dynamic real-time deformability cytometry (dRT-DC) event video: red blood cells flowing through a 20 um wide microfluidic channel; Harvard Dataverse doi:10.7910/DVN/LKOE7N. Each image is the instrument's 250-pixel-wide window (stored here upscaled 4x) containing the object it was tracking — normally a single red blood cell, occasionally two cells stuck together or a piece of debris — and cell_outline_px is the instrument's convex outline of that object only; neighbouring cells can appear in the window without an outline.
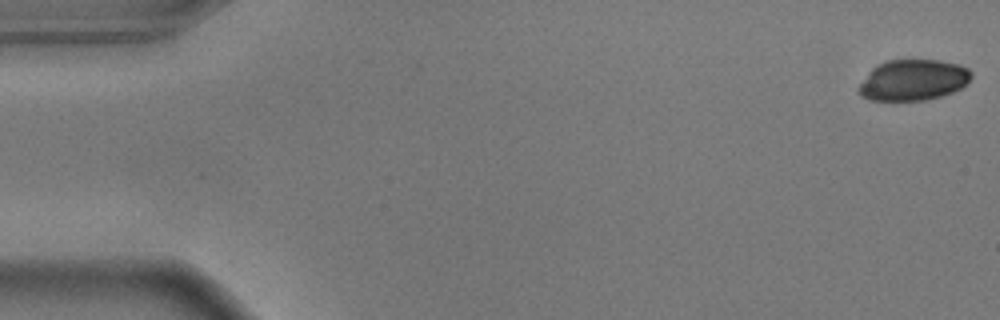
{"species": "common noctule bat (a hibernating species)", "species_latin": "Nyctalus noctula", "temperature_condition": "warm", "stored_images_in_passage": 55, "camera_frame_rate_fps": 3000, "um_per_image_px": 0.085, "animal": {"sex": "male", "body_mass_g": 17.9}, "frame": {"image": 1, "passage_image": 1, "time_ms": 0.0, "image_size_px": [1000, 320], "cell_outline_px": [[972, 76], [960, 88], [952, 92], [940, 96], [924, 100], [868, 100], [860, 96], [856, 92], [856, 88], [868, 72], [876, 64], [888, 60], [936, 60], [960, 64], [968, 68], [972, 72]], "centroid_in_image_um": [77.56, 6.8], "position_along_channel_um": 7.4, "area_um2": 26.99}}
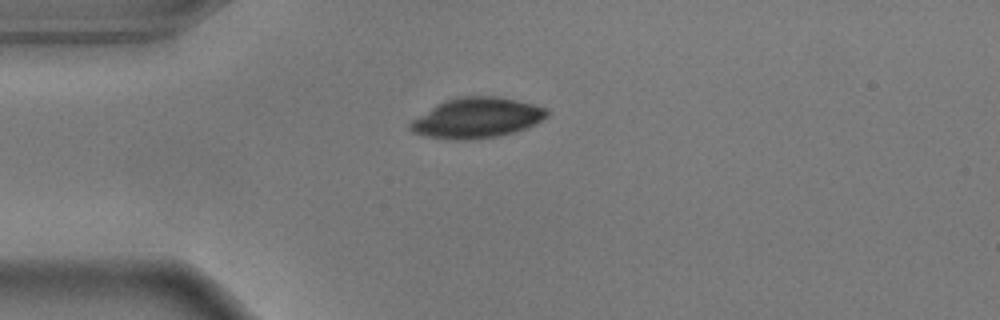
{"frame": {"image": 2, "passage_image": 14, "time_ms": 4.333, "image_size_px": [1000, 320], "cell_outline_px": [[548, 116], [536, 124], [528, 128], [516, 132], [500, 136], [468, 140], [452, 140], [428, 136], [412, 132], [408, 128], [408, 124], [412, 120], [436, 104], [444, 100], [460, 96], [496, 96], [516, 100], [548, 108]], "centroid_in_image_um": [40.54, 10.03], "position_along_channel_um": 44.5, "area_um2": 32.37}}
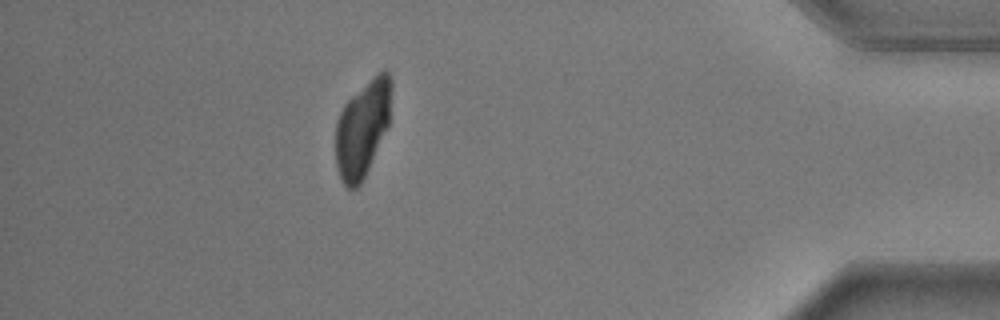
{"frame": {"image": 3, "passage_image": 49, "time_ms": 16.0, "image_size_px": [1000, 320], "cell_outline_px": [[392, 88], [388, 128], [360, 184], [356, 188], [348, 188], [340, 180], [336, 168], [336, 120], [344, 104], [352, 96], [384, 68], [388, 72], [392, 80]], "centroid_in_image_um": [30.81, 10.93], "position_along_channel_um": 404.4, "area_um2": 31.15}}